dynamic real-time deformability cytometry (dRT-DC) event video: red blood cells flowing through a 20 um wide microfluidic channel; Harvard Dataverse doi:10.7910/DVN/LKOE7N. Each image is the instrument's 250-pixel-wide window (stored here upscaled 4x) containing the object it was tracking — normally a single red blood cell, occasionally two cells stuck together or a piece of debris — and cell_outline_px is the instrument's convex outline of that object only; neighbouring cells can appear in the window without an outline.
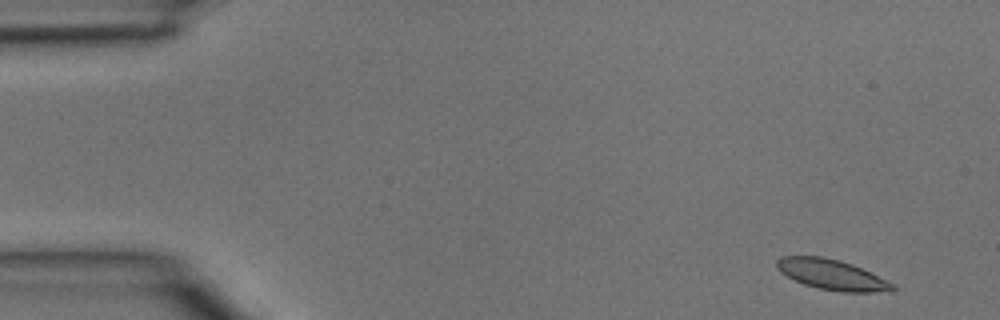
{"species": "common noctule bat (a hibernating species)", "species_latin": "Nyctalus noctula", "temperature_condition": "room temperature", "stored_images_in_passage": 4, "camera_frame_rate_fps": 3000, "um_per_image_px": 0.085, "animal": {"sex": "male", "body_mass_g": 15.6}, "frame": {"image": 1, "passage_image": 1, "time_ms": 0.0, "image_size_px": [1000, 320], "cell_outline_px": [[896, 288], [892, 292], [840, 292], [816, 288], [804, 284], [780, 272], [776, 268], [776, 260], [780, 256], [824, 256], [840, 260], [852, 264], [896, 284]], "centroid_in_image_um": [70.73, 23.35], "position_along_channel_um": 14.3, "area_um2": 20.69}}
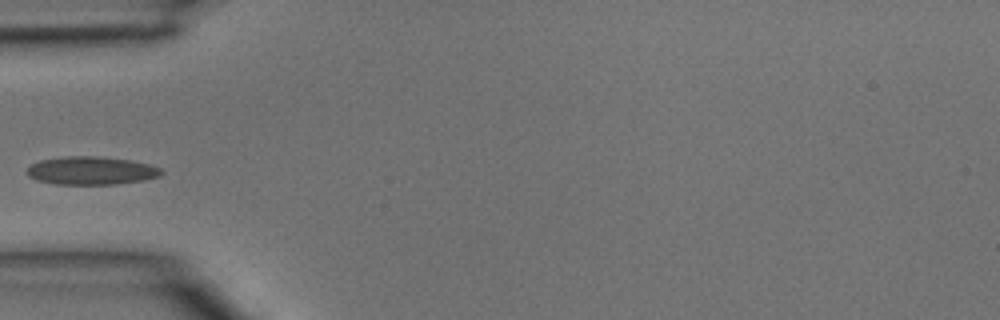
{"frame": {"image": 2, "passage_image": 4, "time_ms": 1.0, "image_size_px": [1000, 320], "cell_outline_px": [[164, 172], [160, 176], [144, 180], [116, 184], [56, 184], [36, 180], [28, 176], [28, 168], [32, 164], [40, 160], [64, 156], [100, 156], [132, 160], [148, 164], [160, 168]], "centroid_in_image_um": [7.78, 14.5], "position_along_channel_um": 77.2, "area_um2": 22.08}}